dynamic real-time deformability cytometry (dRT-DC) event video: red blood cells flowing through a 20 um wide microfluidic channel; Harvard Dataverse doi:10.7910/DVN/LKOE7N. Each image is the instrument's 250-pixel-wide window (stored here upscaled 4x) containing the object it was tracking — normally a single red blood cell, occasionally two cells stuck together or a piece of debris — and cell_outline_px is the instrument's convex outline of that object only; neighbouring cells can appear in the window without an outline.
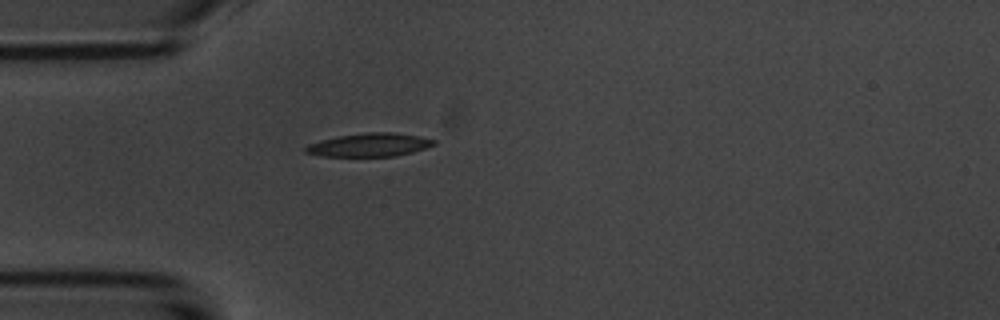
{"species": "common noctule bat (a hibernating species)", "species_latin": "Nyctalus noctula", "temperature_condition": "room temperature", "stored_images_in_passage": 1, "camera_frame_rate_fps": 3000, "um_per_image_px": 0.085, "animal": {"sex": "male", "body_mass_g": 20.1, "forearm_length_mm": 53.5}, "frame": {"image": 1, "passage_image": 1, "time_ms": 0.0, "image_size_px": [1000, 320], "cell_outline_px": [[436, 144], [412, 152], [396, 156], [320, 156], [304, 152], [304, 148], [308, 144], [320, 140], [340, 136], [368, 132], [392, 132], [420, 136], [436, 140]], "centroid_in_image_um": [31.4, 12.31], "position_along_channel_um": 53.6, "area_um2": 17.4}}